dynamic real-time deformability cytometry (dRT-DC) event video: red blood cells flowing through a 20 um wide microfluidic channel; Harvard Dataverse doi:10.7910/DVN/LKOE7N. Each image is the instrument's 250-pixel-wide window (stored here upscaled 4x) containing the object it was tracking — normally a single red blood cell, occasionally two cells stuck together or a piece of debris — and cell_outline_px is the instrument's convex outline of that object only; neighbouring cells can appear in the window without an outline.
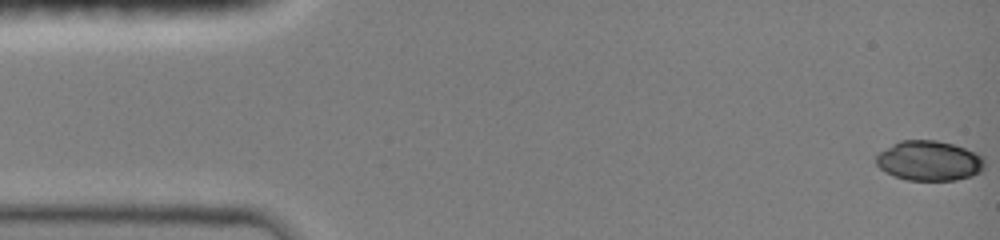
{"species": "common noctule bat (a hibernating species)", "species_latin": "Nyctalus noctula", "temperature_condition": "room temperature", "stored_images_in_passage": 10, "camera_frame_rate_fps": 3000, "um_per_image_px": 0.085, "animal": {"sex": "female", "body_mass_g": 19.0, "forearm_length_mm": 51.5}, "frame": {"image": 1, "passage_image": 1, "time_ms": 0.0, "image_size_px": [1000, 240], "cell_outline_px": [[984, 168], [980, 172], [972, 176], [956, 180], [908, 180], [884, 172], [876, 164], [876, 156], [880, 152], [892, 144], [900, 140], [936, 140], [952, 144], [976, 152], [984, 156]], "centroid_in_image_um": [79.0, 13.66], "position_along_channel_um": 6.0, "area_um2": 25.32}}
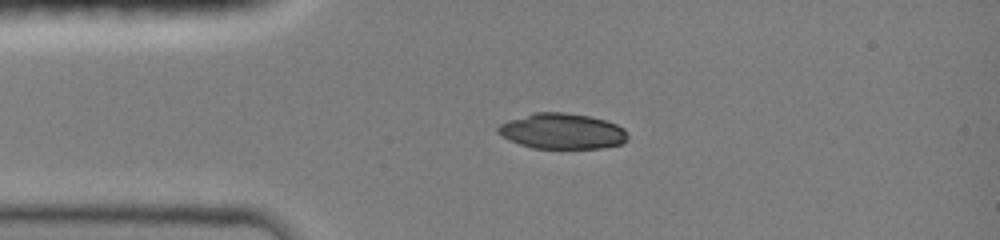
{"frame": {"image": 2, "passage_image": 9, "time_ms": 2.667, "image_size_px": [1000, 240], "cell_outline_px": [[628, 140], [620, 144], [604, 148], [532, 148], [508, 140], [496, 132], [496, 128], [500, 124], [508, 120], [536, 112], [564, 112], [588, 116], [604, 120], [616, 124], [624, 128], [628, 136]], "centroid_in_image_um": [47.77, 11.15], "position_along_channel_um": 37.2, "area_um2": 26.93}}